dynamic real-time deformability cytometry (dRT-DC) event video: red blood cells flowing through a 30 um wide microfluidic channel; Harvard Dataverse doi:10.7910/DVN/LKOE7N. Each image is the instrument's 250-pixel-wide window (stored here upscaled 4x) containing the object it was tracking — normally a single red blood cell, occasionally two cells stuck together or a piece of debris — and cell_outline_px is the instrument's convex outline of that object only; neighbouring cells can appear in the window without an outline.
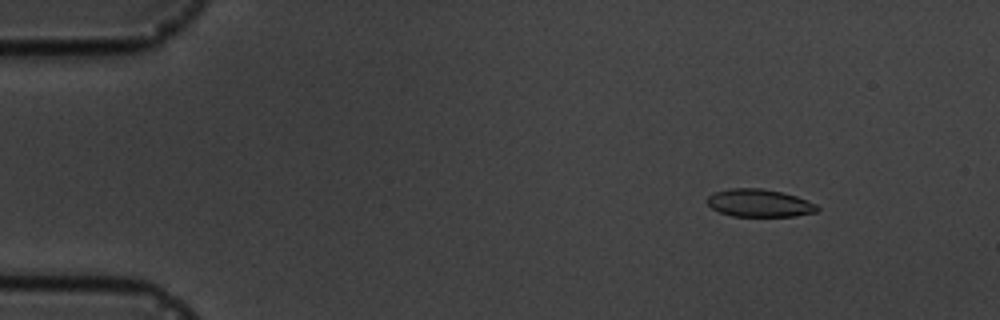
{"species": "common noctule bat (a hibernating species)", "species_latin": "Nyctalus noctula", "temperature_condition": "cold", "stored_images_in_passage": 6, "camera_frame_rate_fps": 3000, "um_per_image_px": 0.085, "animal": {"sex": "male", "body_mass_g": 19.5, "forearm_length_mm": 54.6}, "frame": {"image": 1, "passage_image": 2, "time_ms": 1.333, "image_size_px": [1000, 320], "cell_outline_px": [[820, 208], [816, 212], [796, 216], [732, 216], [720, 212], [712, 208], [708, 204], [708, 196], [716, 192], [728, 188], [760, 188], [780, 192], [796, 196], [816, 204]], "centroid_in_image_um": [64.55, 17.26], "position_along_channel_um": 20.4, "area_um2": 17.63}}